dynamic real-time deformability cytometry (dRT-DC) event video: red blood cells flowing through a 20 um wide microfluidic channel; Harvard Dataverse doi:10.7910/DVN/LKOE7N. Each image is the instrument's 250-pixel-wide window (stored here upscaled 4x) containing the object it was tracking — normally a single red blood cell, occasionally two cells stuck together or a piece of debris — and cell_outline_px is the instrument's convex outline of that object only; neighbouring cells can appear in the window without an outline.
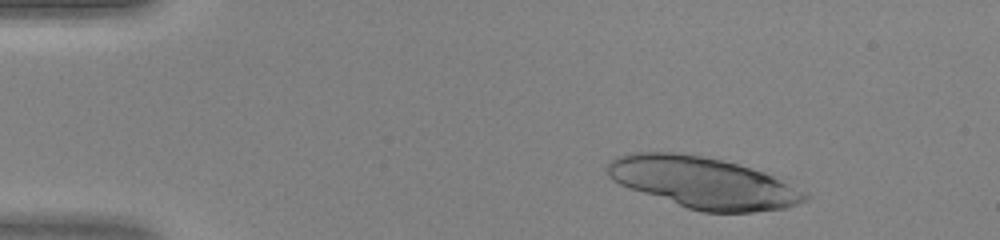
{"species": "human", "species_latin": "Homo sapiens", "temperature_condition": "warm", "stored_images_in_passage": 43, "camera_frame_rate_fps": 3000, "um_per_image_px": 0.085, "donor": {"sex": "female"}, "frame": {"image": 1, "passage_image": 4, "time_ms": 1.0, "image_size_px": [1000, 240], "cell_outline_px": [[812, 196], [808, 200], [784, 208], [752, 212], [704, 212], [688, 208], [620, 184], [608, 176], [604, 168], [608, 160], [616, 156], [632, 152], [676, 152], [700, 156], [720, 160], [736, 164], [764, 172], [808, 192]], "centroid_in_image_um": [59.77, 15.51], "position_along_channel_um": 25.2, "area_um2": 58.61}}
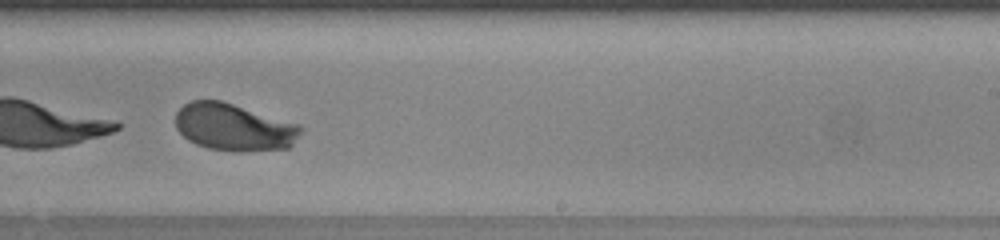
{"frame": {"image": 2, "passage_image": 27, "time_ms": 8.667, "image_size_px": [1000, 240], "cell_outline_px": [[304, 128], [292, 144], [288, 148], [244, 152], [240, 152], [208, 148], [196, 144], [188, 140], [176, 128], [176, 112], [184, 104], [192, 100], [220, 100], [300, 124]], "centroid_in_image_um": [19.89, 10.81], "position_along_channel_um": 269.1, "area_um2": 34.51}}